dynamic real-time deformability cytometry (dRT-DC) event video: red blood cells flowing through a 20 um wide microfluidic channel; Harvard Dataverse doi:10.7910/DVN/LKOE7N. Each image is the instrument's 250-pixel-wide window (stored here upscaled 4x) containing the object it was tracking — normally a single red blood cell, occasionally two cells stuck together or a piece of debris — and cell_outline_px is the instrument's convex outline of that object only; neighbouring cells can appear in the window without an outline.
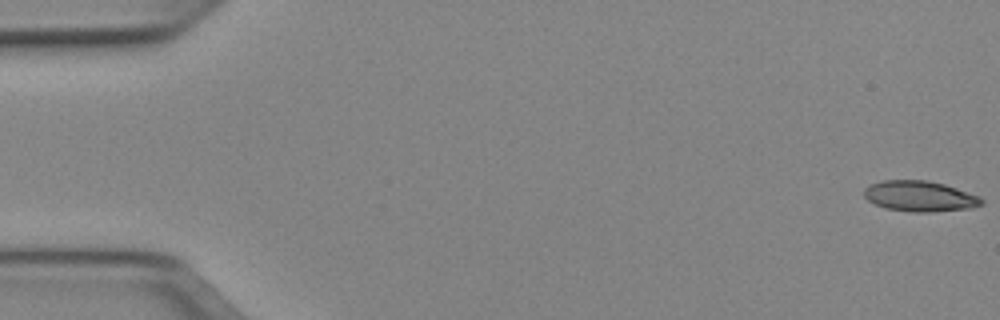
{"species": "Egyptian fruit bat (a non-hibernating species)", "species_latin": "Rousettus aegyptiacus", "temperature_condition": "cold", "stored_images_in_passage": 51, "camera_frame_rate_fps": 3000, "um_per_image_px": 0.085, "animal": {"sex": "female"}, "frame": {"image": 1, "passage_image": 1, "time_ms": 0.0, "image_size_px": [1000, 320], "cell_outline_px": [[984, 204], [972, 208], [932, 212], [912, 212], [884, 208], [868, 200], [864, 196], [864, 188], [868, 184], [884, 180], [928, 180], [944, 184], [980, 196], [984, 200]], "centroid_in_image_um": [78.19, 16.68], "position_along_channel_um": 6.8, "area_um2": 21.15}}
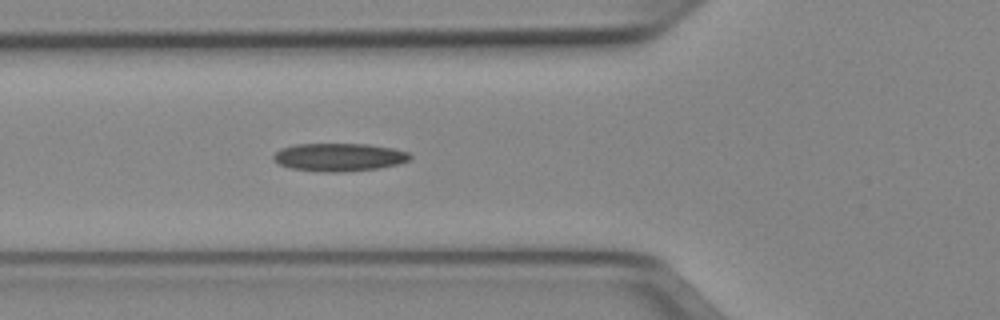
{"frame": {"image": 2, "passage_image": 19, "time_ms": 6.0, "image_size_px": [1000, 320], "cell_outline_px": [[412, 160], [400, 164], [380, 168], [340, 172], [320, 172], [292, 168], [280, 164], [272, 156], [280, 148], [296, 144], [368, 144], [392, 148], [408, 152], [412, 156]], "centroid_in_image_um": [28.87, 13.36], "position_along_channel_um": 96.9, "area_um2": 22.37}}
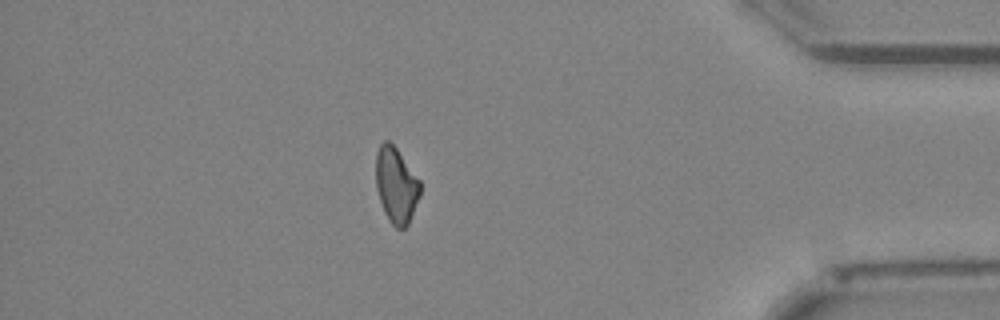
{"frame": {"image": 3, "passage_image": 45, "time_ms": 14.667, "image_size_px": [1000, 320], "cell_outline_px": [[420, 196], [408, 224], [404, 228], [396, 228], [388, 220], [384, 212], [376, 188], [376, 152], [380, 144], [384, 140], [388, 140], [396, 148], [420, 180]], "centroid_in_image_um": [33.66, 15.74], "position_along_channel_um": 401.5, "area_um2": 19.48}}